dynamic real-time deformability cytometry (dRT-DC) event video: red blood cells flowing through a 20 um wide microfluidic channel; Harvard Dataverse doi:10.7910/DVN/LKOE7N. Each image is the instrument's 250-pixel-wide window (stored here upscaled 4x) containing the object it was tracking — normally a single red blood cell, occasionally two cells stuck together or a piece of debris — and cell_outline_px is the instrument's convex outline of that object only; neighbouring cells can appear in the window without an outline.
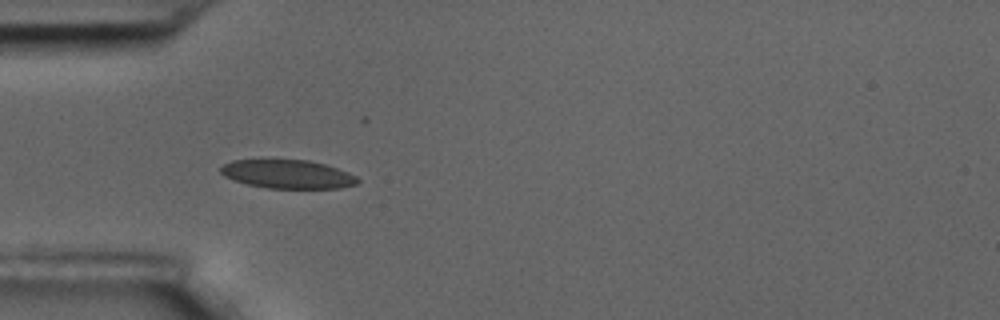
{"species": "common noctule bat (a hibernating species)", "species_latin": "Nyctalus noctula", "temperature_condition": "room temperature", "stored_images_in_passage": 5, "camera_frame_rate_fps": 3000, "um_per_image_px": 0.085, "animal": {"sex": "male", "body_mass_g": 17.5, "forearm_length_mm": 52.3}, "frame": {"image": 1, "passage_image": 4, "time_ms": 1.0, "image_size_px": [1000, 320], "cell_outline_px": [[360, 180], [356, 184], [340, 188], [268, 188], [248, 184], [232, 180], [224, 176], [220, 172], [220, 168], [224, 164], [232, 160], [308, 160], [324, 164], [348, 172], [356, 176]], "centroid_in_image_um": [24.44, 14.8], "position_along_channel_um": 60.6, "area_um2": 22.72}}